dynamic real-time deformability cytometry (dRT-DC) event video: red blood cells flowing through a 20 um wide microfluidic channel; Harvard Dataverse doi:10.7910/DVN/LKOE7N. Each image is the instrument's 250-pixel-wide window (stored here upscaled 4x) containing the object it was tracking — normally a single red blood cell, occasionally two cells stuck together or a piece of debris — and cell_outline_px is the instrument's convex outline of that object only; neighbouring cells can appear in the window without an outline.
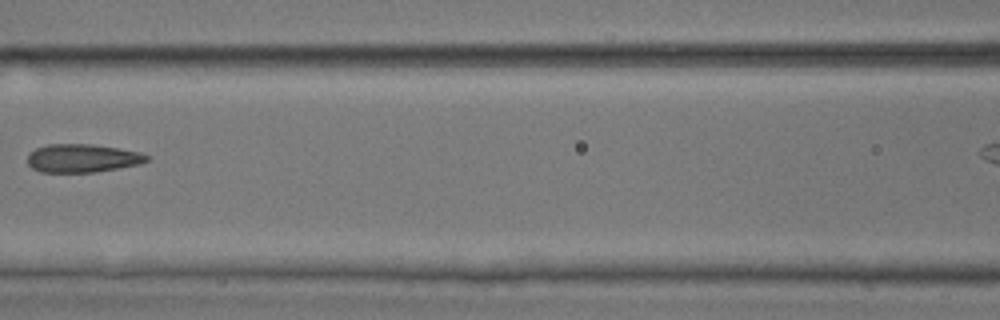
{"species": "common noctule bat (a hibernating species)", "species_latin": "Nyctalus noctula", "temperature_condition": "room temperature", "stored_images_in_passage": 4, "segment_of_instrument_passage": [1, 2], "camera_frame_rate_fps": 3000, "um_per_image_px": 0.085, "animal": {"sex": "male", "body_mass_g": 17.9, "forearm_length_mm": 54.2}, "frame": {"image": 1, "passage_image": 3, "time_ms": 0.667, "image_size_px": [1000, 320], "cell_outline_px": [[148, 160], [140, 164], [96, 172], [40, 172], [32, 168], [28, 164], [28, 156], [36, 148], [48, 144], [92, 144], [140, 152], [148, 156]], "centroid_in_image_um": [6.99, 13.45], "position_along_channel_um": 159.6, "area_um2": 19.54}}